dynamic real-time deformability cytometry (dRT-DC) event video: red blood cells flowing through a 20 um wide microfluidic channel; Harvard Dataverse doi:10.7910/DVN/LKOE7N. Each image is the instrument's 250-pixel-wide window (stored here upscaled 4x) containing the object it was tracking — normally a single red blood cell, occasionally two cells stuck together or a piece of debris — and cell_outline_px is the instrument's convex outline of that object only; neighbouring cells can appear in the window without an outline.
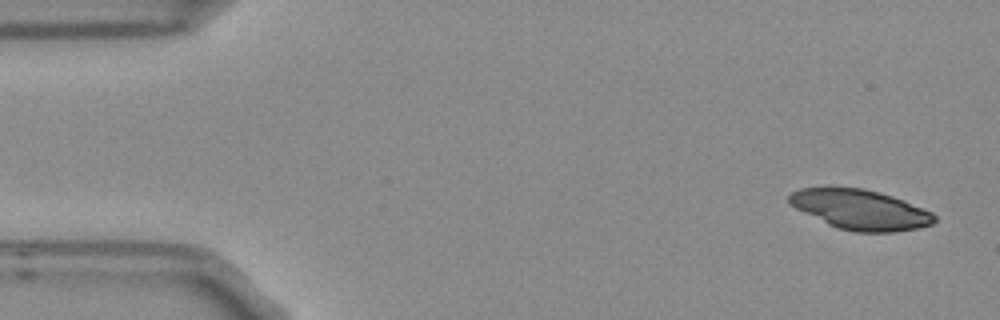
{"species": "Egyptian fruit bat (a non-hibernating species)", "species_latin": "Rousettus aegyptiacus", "temperature_condition": "room temperature", "stored_images_in_passage": 2, "camera_frame_rate_fps": 3000, "um_per_image_px": 0.085, "frame": {"image": 1, "passage_image": 2, "time_ms": 0.333, "image_size_px": [1000, 320], "cell_outline_px": [[936, 220], [932, 224], [916, 228], [892, 232], [852, 232], [836, 228], [788, 204], [788, 196], [792, 192], [800, 188], [828, 184], [864, 188], [880, 192], [904, 200], [932, 212], [936, 216]], "centroid_in_image_um": [73.06, 17.77], "position_along_channel_um": 11.9, "area_um2": 34.56}}